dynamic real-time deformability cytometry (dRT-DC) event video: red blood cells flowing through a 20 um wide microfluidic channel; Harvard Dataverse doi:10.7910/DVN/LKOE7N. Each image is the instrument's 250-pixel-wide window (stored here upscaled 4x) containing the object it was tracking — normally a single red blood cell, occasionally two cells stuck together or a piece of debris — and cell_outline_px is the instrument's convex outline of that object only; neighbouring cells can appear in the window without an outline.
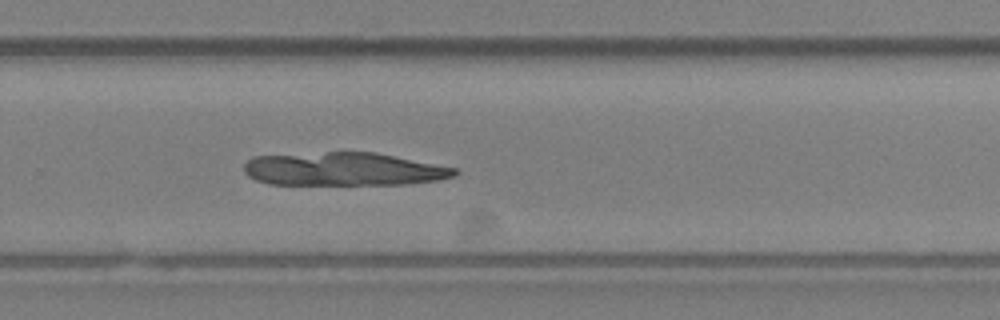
{"species": "Egyptian fruit bat (a non-hibernating species)", "species_latin": "Rousettus aegyptiacus", "temperature_condition": "room temperature", "stored_images_in_passage": 46, "camera_frame_rate_fps": 3000, "um_per_image_px": 0.085, "animal": {"sex": "female"}, "frame": {"image": 1, "passage_image": 32, "time_ms": 10.333, "image_size_px": [1000, 320], "cell_outline_px": [[460, 172], [456, 176], [440, 180], [408, 184], [268, 184], [256, 180], [248, 176], [244, 172], [244, 164], [252, 156], [328, 152], [376, 152], [456, 168]], "centroid_in_image_um": [29.23, 14.37], "position_along_channel_um": 300.6, "area_um2": 40.98}}